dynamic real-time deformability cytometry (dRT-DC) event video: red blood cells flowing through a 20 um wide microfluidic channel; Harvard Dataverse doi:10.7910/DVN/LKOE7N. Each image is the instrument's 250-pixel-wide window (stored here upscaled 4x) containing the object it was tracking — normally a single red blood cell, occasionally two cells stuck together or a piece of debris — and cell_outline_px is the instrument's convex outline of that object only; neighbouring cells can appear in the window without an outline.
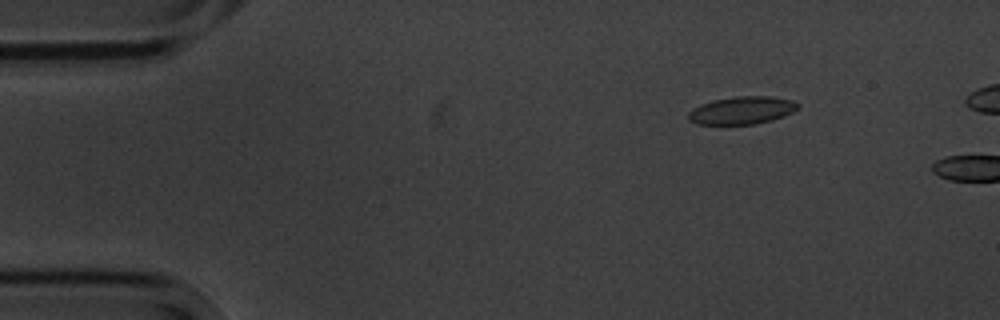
{"species": "common noctule bat (a hibernating species)", "species_latin": "Nyctalus noctula", "temperature_condition": "cold", "stored_images_in_passage": 4, "camera_frame_rate_fps": 3000, "um_per_image_px": 0.085, "animal": {"sex": "male", "body_mass_g": 20.1, "forearm_length_mm": 53.5}, "frame": {"image": 1, "passage_image": 3, "time_ms": 2.333, "image_size_px": [1000, 320], "cell_outline_px": [[800, 104], [792, 112], [784, 116], [772, 120], [756, 124], [696, 124], [688, 120], [688, 112], [692, 108], [700, 104], [712, 100], [736, 96], [768, 96], [792, 100]], "centroid_in_image_um": [63.02, 9.38], "position_along_channel_um": 22.0, "area_um2": 17.74}}